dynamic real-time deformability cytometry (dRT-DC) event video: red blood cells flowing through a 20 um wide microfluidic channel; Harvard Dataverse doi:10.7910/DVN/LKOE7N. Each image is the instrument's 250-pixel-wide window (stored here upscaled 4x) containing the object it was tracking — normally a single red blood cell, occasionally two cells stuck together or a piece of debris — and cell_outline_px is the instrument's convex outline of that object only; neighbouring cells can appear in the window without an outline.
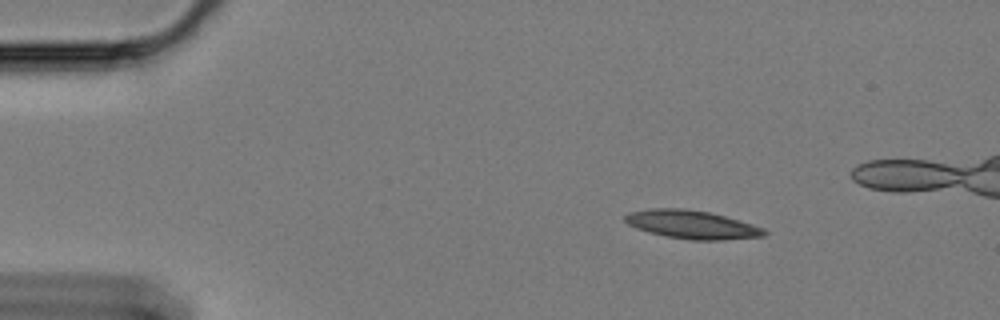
{"species": "Egyptian fruit bat (a non-hibernating species)", "species_latin": "Rousettus aegyptiacus", "temperature_condition": "cold", "stored_images_in_passage": 52, "camera_frame_rate_fps": 3000, "um_per_image_px": 0.085, "animal": {"sex": "female"}, "frame": {"image": 1, "passage_image": 1, "time_ms": 0.0, "image_size_px": [1000, 320], "cell_outline_px": [[768, 232], [764, 236], [724, 240], [688, 240], [648, 232], [636, 228], [628, 224], [624, 220], [624, 216], [628, 212], [648, 208], [684, 208], [708, 212], [724, 216], [752, 224], [764, 228]], "centroid_in_image_um": [58.79, 19.08], "position_along_channel_um": 26.2, "area_um2": 23.06}}
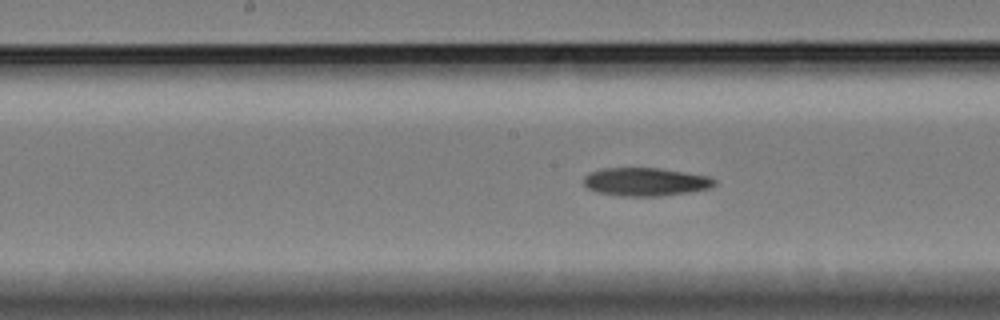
{"frame": {"image": 2, "passage_image": 22, "time_ms": 7.0, "image_size_px": [1000, 320], "cell_outline_px": [[716, 184], [712, 188], [688, 192], [660, 196], [620, 196], [596, 192], [588, 188], [584, 184], [584, 176], [600, 168], [660, 168], [708, 176], [716, 180]], "centroid_in_image_um": [54.88, 15.46], "position_along_channel_um": 193.3, "area_um2": 21.56}}
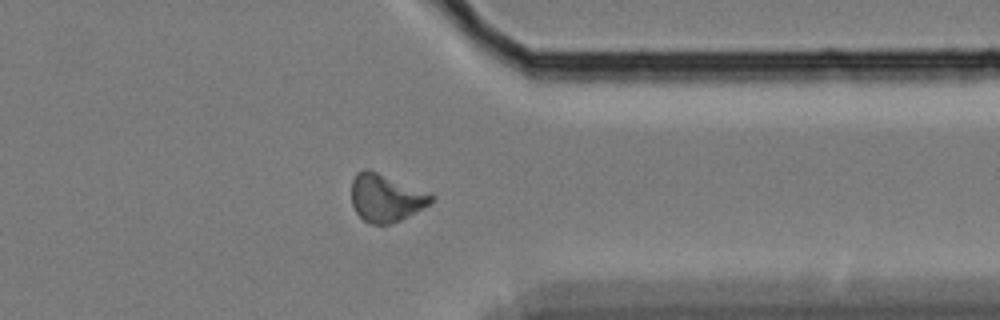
{"frame": {"image": 3, "passage_image": 39, "time_ms": 12.667, "image_size_px": [1000, 320], "cell_outline_px": [[436, 196], [424, 208], [400, 220], [388, 224], [368, 224], [356, 212], [352, 204], [352, 180], [356, 172], [364, 168], [368, 168], [432, 192]], "centroid_in_image_um": [32.82, 16.79], "position_along_channel_um": 378.6, "area_um2": 22.54}}